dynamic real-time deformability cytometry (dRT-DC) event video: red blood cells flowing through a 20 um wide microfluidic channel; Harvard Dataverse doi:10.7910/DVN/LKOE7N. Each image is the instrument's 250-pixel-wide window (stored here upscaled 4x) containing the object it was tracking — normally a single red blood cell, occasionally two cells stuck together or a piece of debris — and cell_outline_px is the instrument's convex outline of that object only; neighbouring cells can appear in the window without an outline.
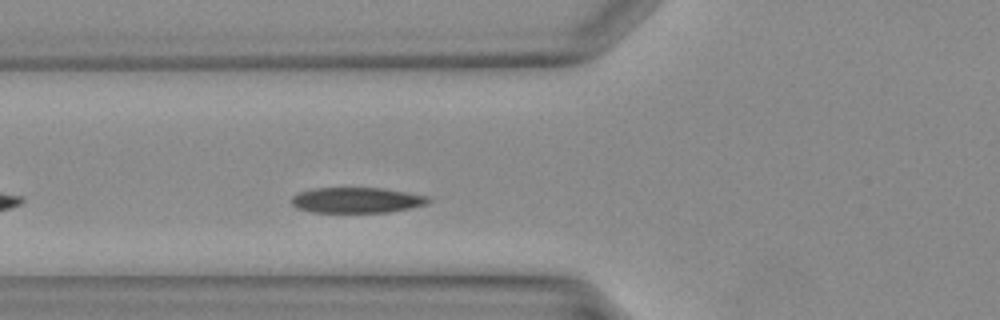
{"species": "Egyptian fruit bat (a non-hibernating species)", "species_latin": "Rousettus aegyptiacus", "temperature_condition": "warm", "stored_images_in_passage": 23, "camera_frame_rate_fps": 3000, "um_per_image_px": 0.085, "animal": {"sex": "female"}, "frame": {"image": 1, "passage_image": 4, "time_ms": 1.0, "image_size_px": [1000, 320], "cell_outline_px": [[432, 200], [428, 204], [412, 208], [388, 212], [312, 212], [296, 208], [288, 200], [292, 196], [300, 192], [312, 188], [384, 188], [428, 196]], "centroid_in_image_um": [30.32, 17.01], "position_along_channel_um": 95.5, "area_um2": 20.58}}